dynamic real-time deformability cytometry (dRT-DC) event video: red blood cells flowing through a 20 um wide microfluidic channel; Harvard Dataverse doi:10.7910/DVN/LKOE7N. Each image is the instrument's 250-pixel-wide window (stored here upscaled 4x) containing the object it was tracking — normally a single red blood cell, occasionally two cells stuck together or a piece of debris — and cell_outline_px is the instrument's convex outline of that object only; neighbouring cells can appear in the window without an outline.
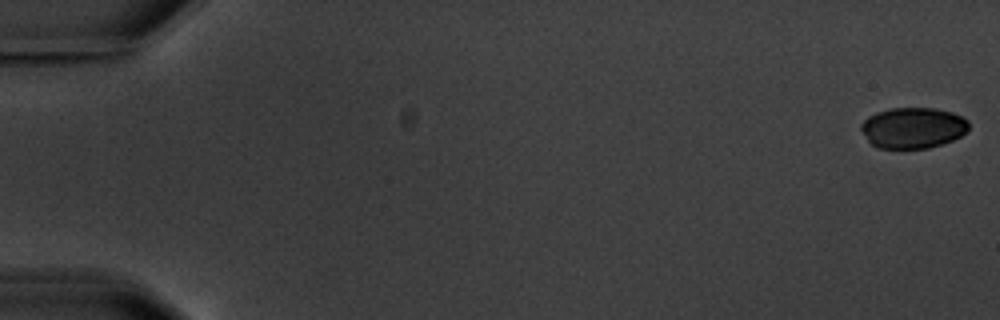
{"species": "common noctule bat (a hibernating species)", "species_latin": "Nyctalus noctula", "temperature_condition": "warm", "stored_images_in_passage": 6, "camera_frame_rate_fps": 3000, "um_per_image_px": 0.085, "animal": {"sex": "male", "body_mass_g": 20.1, "forearm_length_mm": 53.5}, "frame": {"image": 1, "passage_image": 1, "time_ms": 0.0, "image_size_px": [1000, 320], "cell_outline_px": [[968, 132], [952, 140], [928, 148], [876, 148], [868, 140], [860, 128], [860, 124], [868, 116], [876, 112], [888, 108], [936, 108], [952, 112], [968, 120]], "centroid_in_image_um": [77.59, 10.85], "position_along_channel_um": 7.4, "area_um2": 25.72}}
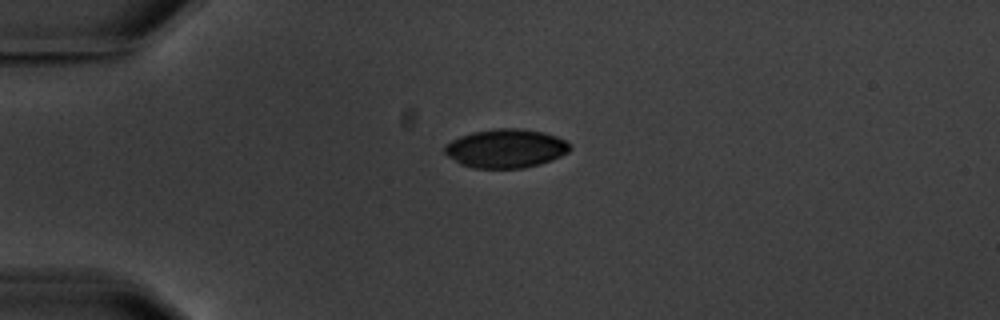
{"frame": {"image": 2, "passage_image": 5, "time_ms": 4.667, "image_size_px": [1000, 320], "cell_outline_px": [[572, 148], [568, 152], [552, 160], [540, 164], [524, 168], [472, 168], [460, 164], [448, 156], [444, 152], [444, 144], [460, 136], [472, 132], [496, 128], [520, 128], [544, 132], [556, 136], [572, 144]], "centroid_in_image_um": [43.0, 12.61], "position_along_channel_um": 42.0, "area_um2": 28.55}}